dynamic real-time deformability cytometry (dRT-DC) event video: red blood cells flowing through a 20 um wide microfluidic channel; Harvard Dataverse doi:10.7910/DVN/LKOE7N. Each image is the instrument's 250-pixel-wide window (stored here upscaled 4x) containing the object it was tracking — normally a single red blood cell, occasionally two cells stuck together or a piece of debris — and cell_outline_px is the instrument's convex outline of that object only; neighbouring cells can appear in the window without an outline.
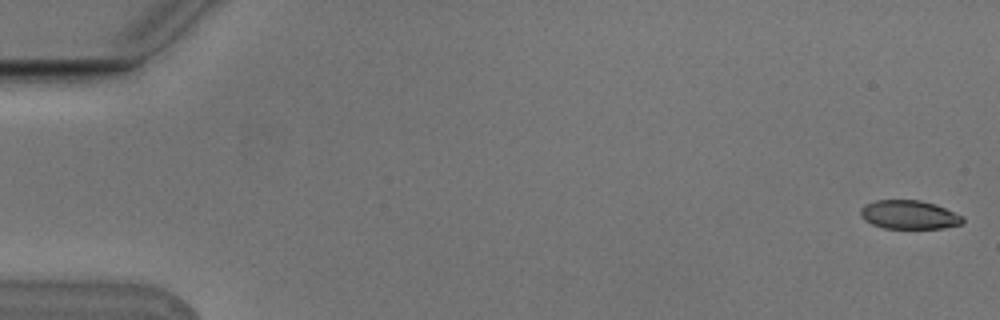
{"species": "Egyptian fruit bat (a non-hibernating species)", "species_latin": "Rousettus aegyptiacus", "temperature_condition": "cold", "stored_images_in_passage": 5, "camera_frame_rate_fps": 3000, "um_per_image_px": 0.085, "animal": {"sex": "male"}, "frame": {"image": 1, "passage_image": 1, "time_ms": 0.0, "image_size_px": [1000, 320], "cell_outline_px": [[964, 220], [960, 224], [944, 228], [884, 228], [872, 224], [864, 220], [860, 216], [860, 208], [864, 204], [876, 200], [920, 200], [936, 204], [964, 216]], "centroid_in_image_um": [77.26, 18.24], "position_along_channel_um": 7.7, "area_um2": 17.22}}